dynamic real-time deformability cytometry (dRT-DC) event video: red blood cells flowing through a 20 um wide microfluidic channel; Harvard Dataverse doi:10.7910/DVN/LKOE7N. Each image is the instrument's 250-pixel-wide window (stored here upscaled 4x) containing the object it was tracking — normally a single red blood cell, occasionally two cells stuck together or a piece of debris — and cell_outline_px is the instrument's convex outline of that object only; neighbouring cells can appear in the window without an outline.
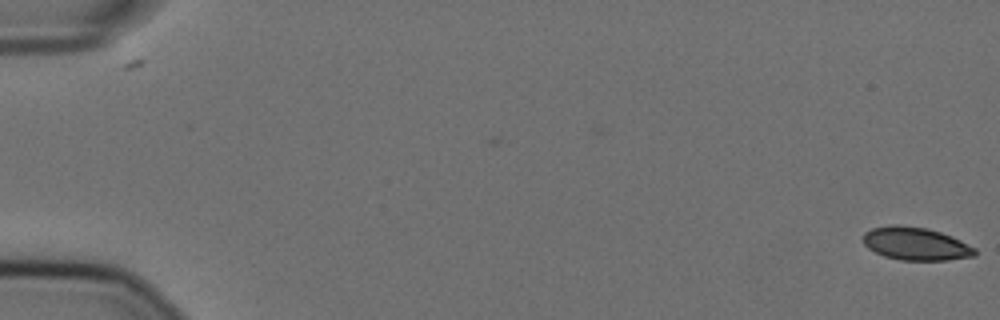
{"species": "Egyptian fruit bat (a non-hibernating species)", "species_latin": "Rousettus aegyptiacus", "temperature_condition": "cold", "stored_images_in_passage": 6, "camera_frame_rate_fps": 3000, "um_per_image_px": 0.085, "animal": {"sex": "female"}, "frame": {"image": 1, "passage_image": 6, "time_ms": 1.667, "image_size_px": [1000, 320], "cell_outline_px": [[976, 256], [948, 260], [900, 260], [884, 256], [868, 248], [864, 244], [864, 232], [872, 228], [888, 224], [896, 224], [928, 228], [952, 236], [976, 248]], "centroid_in_image_um": [77.84, 20.71], "position_along_channel_um": 7.2, "area_um2": 21.62}}